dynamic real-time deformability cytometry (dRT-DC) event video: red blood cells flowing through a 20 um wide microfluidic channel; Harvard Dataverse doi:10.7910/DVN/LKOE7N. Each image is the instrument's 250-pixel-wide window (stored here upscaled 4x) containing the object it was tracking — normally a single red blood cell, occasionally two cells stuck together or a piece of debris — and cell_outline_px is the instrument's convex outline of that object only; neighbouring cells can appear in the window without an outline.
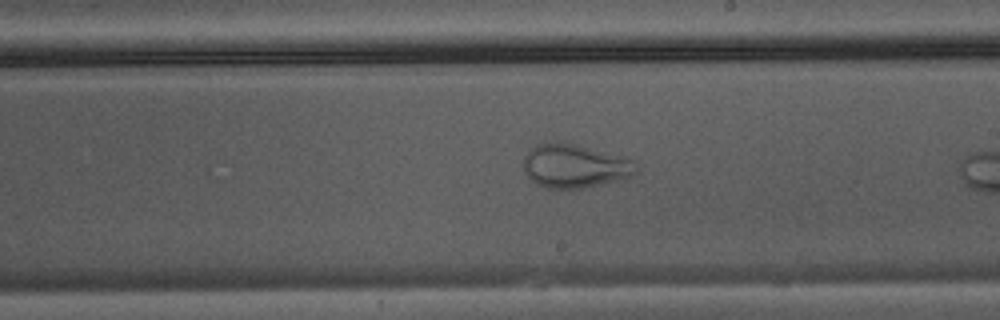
{"species": "Egyptian fruit bat (a non-hibernating species)", "species_latin": "Rousettus aegyptiacus", "temperature_condition": "warm", "stored_images_in_passage": 15, "camera_frame_rate_fps": 3000, "um_per_image_px": 0.085, "animal": {"sex": "male"}, "frame": {"image": 1, "passage_image": 13, "time_ms": 4.0, "image_size_px": [1000, 320], "cell_outline_px": [[636, 172], [624, 180], [580, 188], [544, 188], [536, 184], [524, 172], [524, 156], [528, 148], [536, 144], [556, 140], [564, 140], [636, 160]], "centroid_in_image_um": [48.83, 14.07], "position_along_channel_um": 240.2, "area_um2": 29.36}}